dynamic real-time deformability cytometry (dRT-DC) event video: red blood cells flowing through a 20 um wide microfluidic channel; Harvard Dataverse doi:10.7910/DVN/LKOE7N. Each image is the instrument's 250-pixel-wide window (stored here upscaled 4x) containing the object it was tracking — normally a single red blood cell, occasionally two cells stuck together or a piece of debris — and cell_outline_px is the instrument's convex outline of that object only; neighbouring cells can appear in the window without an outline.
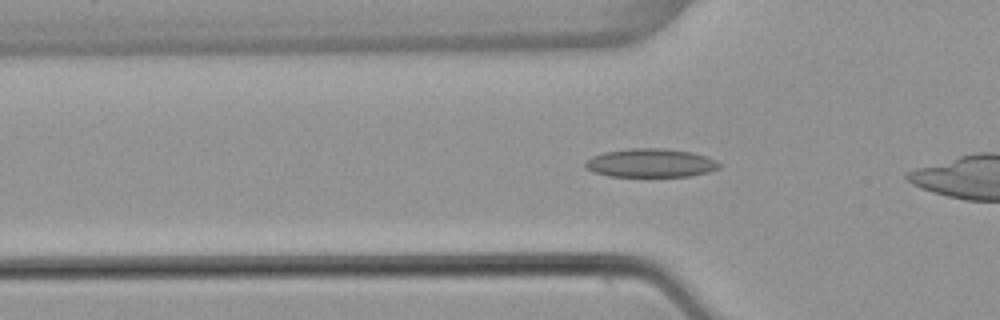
{"species": "common noctule bat (a hibernating species)", "species_latin": "Nyctalus noctula", "temperature_condition": "warm", "stored_images_in_passage": 30, "camera_frame_rate_fps": 3000, "um_per_image_px": 0.085, "animal": {"sex": "female", "body_mass_g": 22.7, "forearm_length_mm": 54.2}, "frame": {"image": 1, "passage_image": 5, "time_ms": 1.333, "image_size_px": [1000, 320], "cell_outline_px": [[720, 168], [708, 172], [688, 176], [608, 176], [592, 172], [584, 168], [584, 164], [592, 156], [604, 152], [628, 148], [668, 148], [692, 152], [716, 160], [720, 164]], "centroid_in_image_um": [55.28, 13.85], "position_along_channel_um": 70.5, "area_um2": 22.43}}
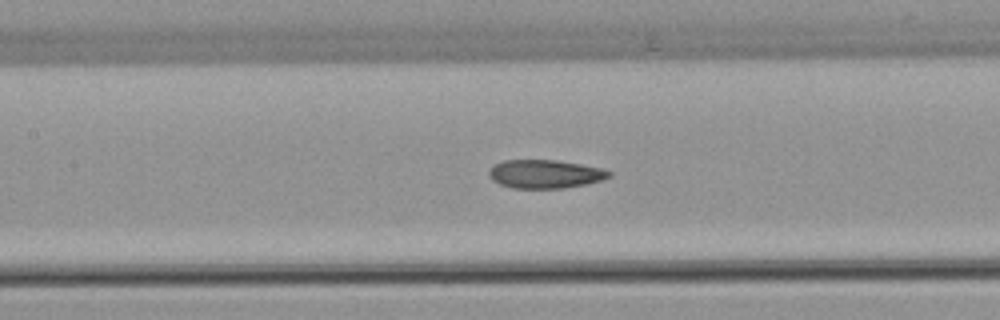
{"frame": {"image": 2, "passage_image": 12, "time_ms": 3.667, "image_size_px": [1000, 320], "cell_outline_px": [[612, 176], [604, 180], [564, 188], [512, 188], [500, 184], [492, 180], [488, 172], [492, 164], [504, 160], [556, 160], [580, 164], [600, 168], [612, 172]], "centroid_in_image_um": [46.32, 14.79], "position_along_channel_um": 161.1, "area_um2": 20.0}}
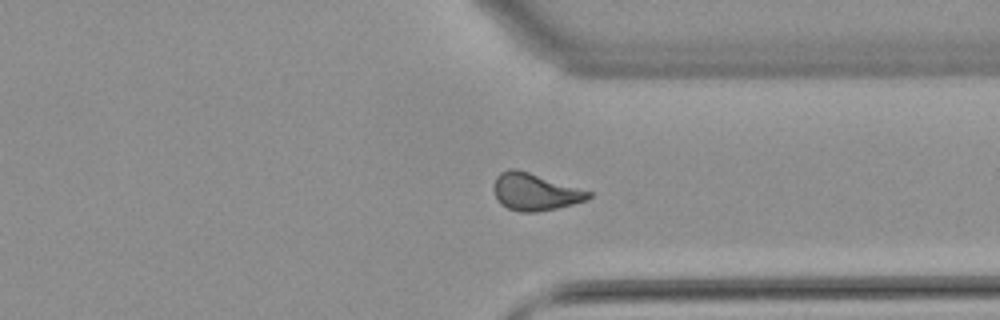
{"frame": {"image": 3, "passage_image": 28, "time_ms": 9.0, "image_size_px": [1000, 320], "cell_outline_px": [[592, 196], [588, 200], [556, 208], [536, 212], [520, 212], [508, 208], [500, 204], [496, 200], [492, 188], [492, 184], [496, 176], [500, 172], [508, 168], [516, 168], [592, 192]], "centroid_in_image_um": [45.42, 16.3], "position_along_channel_um": 366.0, "area_um2": 20.69}}